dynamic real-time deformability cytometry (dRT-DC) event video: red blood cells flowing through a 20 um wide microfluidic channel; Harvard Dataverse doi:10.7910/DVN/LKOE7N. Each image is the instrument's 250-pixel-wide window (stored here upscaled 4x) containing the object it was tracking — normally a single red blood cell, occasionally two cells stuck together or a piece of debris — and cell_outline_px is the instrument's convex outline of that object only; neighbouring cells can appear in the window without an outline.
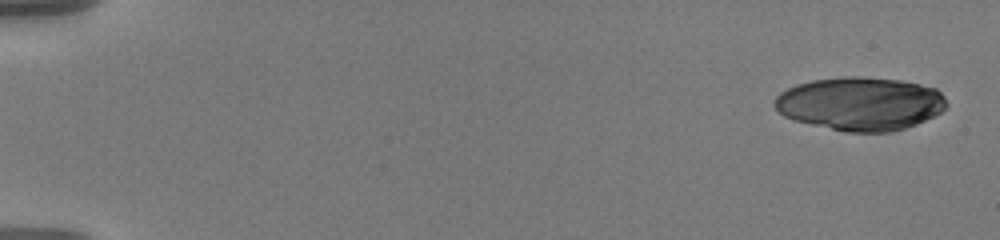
{"species": "human", "species_latin": "Homo sapiens", "temperature_condition": "warm", "stored_images_in_passage": 55, "camera_frame_rate_fps": 3000, "um_per_image_px": 0.085, "donor": {"sex": "male"}, "frame": {"image": 1, "passage_image": 1, "time_ms": 0.0, "image_size_px": [1000, 240], "cell_outline_px": [[948, 104], [940, 112], [916, 124], [892, 132], [848, 132], [792, 120], [784, 116], [772, 104], [776, 96], [780, 92], [796, 84], [812, 80], [844, 76], [864, 76], [900, 80], [920, 84], [936, 88], [944, 96]], "centroid_in_image_um": [73.11, 8.8], "position_along_channel_um": 11.9, "area_um2": 53.64}}
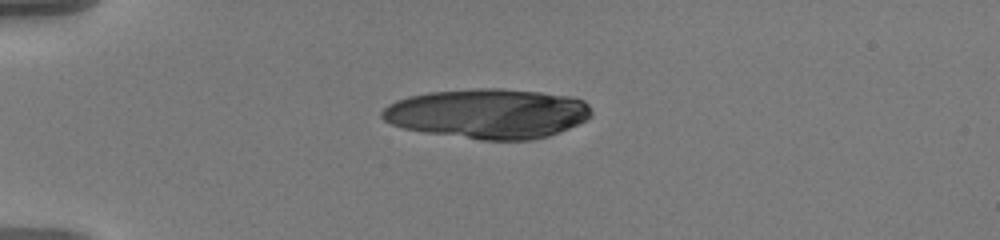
{"frame": {"image": 2, "passage_image": 14, "time_ms": 4.333, "image_size_px": [1000, 240], "cell_outline_px": [[592, 116], [588, 120], [560, 132], [548, 136], [532, 140], [480, 140], [424, 132], [404, 128], [392, 124], [384, 120], [380, 116], [380, 112], [388, 104], [396, 100], [408, 96], [428, 92], [472, 88], [500, 88], [540, 92], [572, 96], [584, 100], [588, 104], [592, 112]], "centroid_in_image_um": [41.49, 9.65], "position_along_channel_um": 43.5, "area_um2": 61.33}}